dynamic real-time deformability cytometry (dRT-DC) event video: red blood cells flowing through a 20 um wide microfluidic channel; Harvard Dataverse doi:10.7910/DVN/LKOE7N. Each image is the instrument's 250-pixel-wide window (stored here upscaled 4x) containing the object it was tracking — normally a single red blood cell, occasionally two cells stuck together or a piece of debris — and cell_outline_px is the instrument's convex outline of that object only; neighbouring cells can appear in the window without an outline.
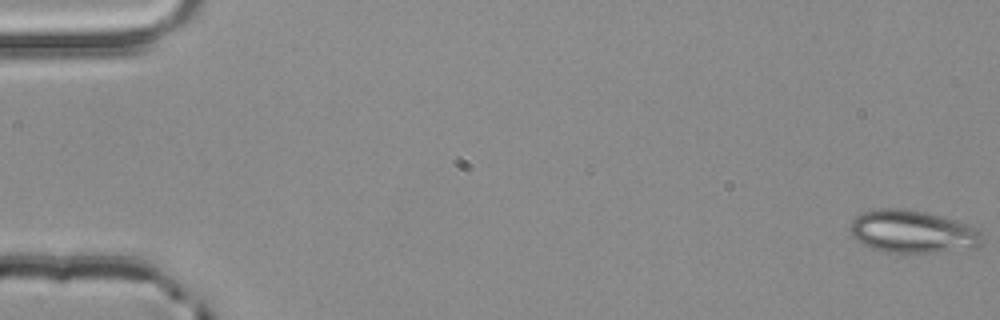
{"species": "common noctule bat (a hibernating species)", "species_latin": "Nyctalus noctula", "temperature_condition": "room temperature", "stored_images_in_passage": 55, "camera_frame_rate_fps": 3000, "um_per_image_px": 0.085, "animal": {"sex": "male", "body_mass_g": 20.4}, "frame": {"image": 1, "passage_image": 1, "time_ms": 0.0, "image_size_px": [1000, 320], "cell_outline_px": [[984, 240], [980, 244], [972, 248], [904, 256], [884, 252], [860, 244], [852, 236], [852, 220], [856, 216], [864, 212], [880, 208], [904, 208], [924, 212], [956, 220], [968, 224], [976, 228], [980, 232]], "centroid_in_image_um": [77.56, 19.73], "position_along_channel_um": 7.4, "area_um2": 33.52}}
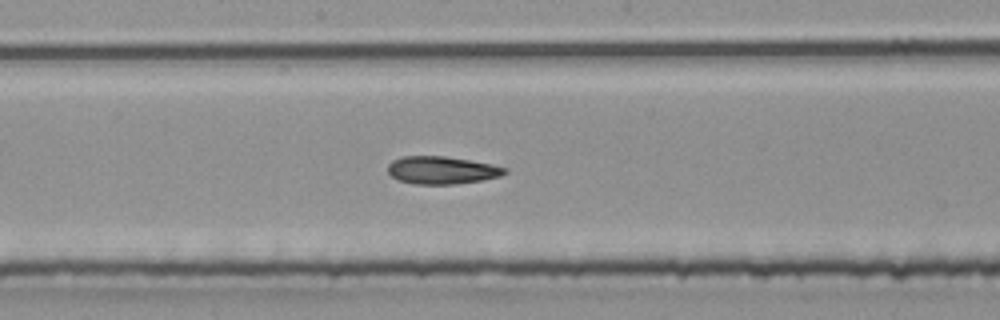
{"frame": {"image": 2, "passage_image": 30, "time_ms": 9.667, "image_size_px": [1000, 320], "cell_outline_px": [[508, 172], [500, 176], [484, 180], [456, 184], [416, 184], [396, 180], [388, 172], [388, 164], [392, 160], [400, 156], [444, 156], [492, 164], [508, 168]], "centroid_in_image_um": [37.55, 14.47], "position_along_channel_um": 210.6, "area_um2": 19.02}}
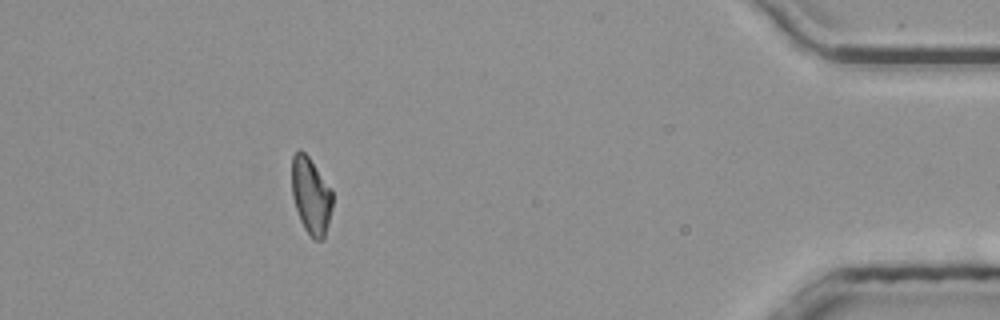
{"frame": {"image": 3, "passage_image": 50, "time_ms": 16.333, "image_size_px": [1000, 320], "cell_outline_px": [[332, 208], [324, 240], [312, 240], [304, 228], [300, 220], [292, 196], [292, 156], [300, 148], [308, 156], [332, 188]], "centroid_in_image_um": [26.44, 16.65], "position_along_channel_um": 408.8, "area_um2": 18.38}, "authors_computed_cell_mechanics": {"area_um2": 19.0162, "velocity_mm_per_s": 3.835, "shape_relaxation_time_tau1_ms": null, "shape_relaxation_time_tau2_ms": 7.7386, "deformation_change_tau1": null, "deformation_change_tau2": 0.1752}}